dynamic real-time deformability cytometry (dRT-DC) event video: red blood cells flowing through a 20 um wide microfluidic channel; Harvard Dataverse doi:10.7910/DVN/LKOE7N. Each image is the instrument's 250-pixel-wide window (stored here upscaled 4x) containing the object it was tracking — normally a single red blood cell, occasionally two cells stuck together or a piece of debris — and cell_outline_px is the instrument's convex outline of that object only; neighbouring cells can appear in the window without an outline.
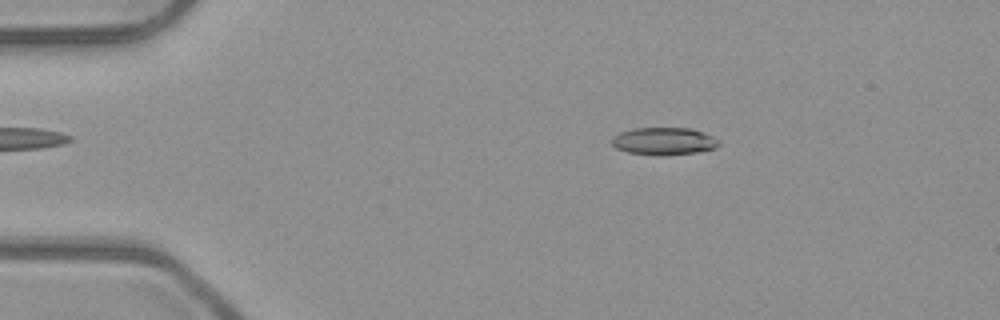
{"species": "common noctule bat (a hibernating species)", "species_latin": "Nyctalus noctula", "temperature_condition": "room temperature", "stored_images_in_passage": 44, "camera_frame_rate_fps": 3000, "um_per_image_px": 0.085, "animal": {"sex": "male", "body_mass_g": 23.1, "forearm_length_mm": 52.7}, "frame": {"image": 1, "passage_image": 2, "time_ms": 0.333, "image_size_px": [1000, 320], "cell_outline_px": [[720, 144], [716, 148], [696, 152], [660, 156], [628, 152], [616, 148], [612, 144], [612, 136], [620, 132], [632, 128], [688, 128], [704, 132], [720, 140]], "centroid_in_image_um": [56.43, 12.0], "position_along_channel_um": 28.6, "area_um2": 17.22}}
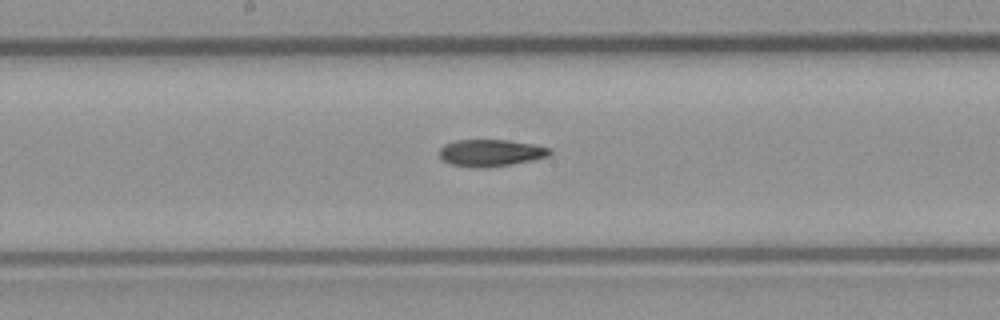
{"frame": {"image": 2, "passage_image": 20, "time_ms": 6.333, "image_size_px": [1000, 320], "cell_outline_px": [[552, 152], [548, 156], [532, 160], [512, 164], [476, 168], [472, 168], [452, 164], [444, 160], [440, 156], [440, 148], [444, 144], [456, 140], [508, 140], [532, 144], [552, 148]], "centroid_in_image_um": [41.72, 12.99], "position_along_channel_um": 206.5, "area_um2": 17.22}}
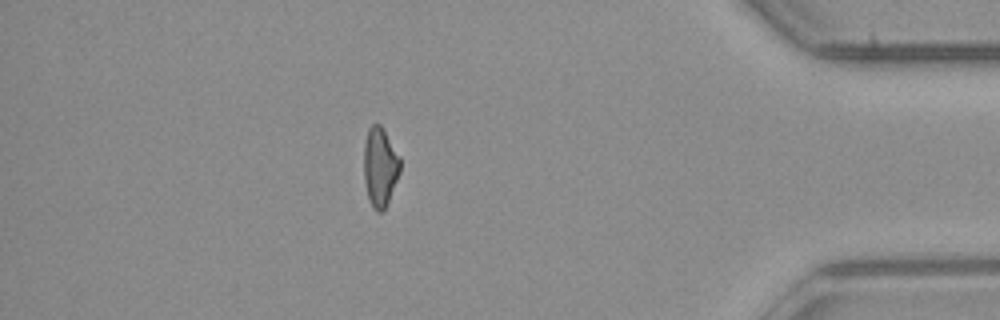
{"frame": {"image": 3, "passage_image": 38, "time_ms": 12.333, "image_size_px": [1000, 320], "cell_outline_px": [[400, 172], [388, 200], [384, 208], [380, 212], [376, 212], [372, 208], [368, 200], [364, 180], [364, 144], [368, 128], [372, 124], [380, 124], [384, 128], [400, 156]], "centroid_in_image_um": [32.29, 14.16], "position_along_channel_um": 402.9, "area_um2": 16.88}, "authors_computed_cell_mechanics": {"area_um2": 17.3111, "velocity_mm_per_s": 3.9992, "shape_relaxation_time_tau1_ms": null, "shape_relaxation_time_tau2_ms": 7.7644, "deformation_change_tau1": null, "deformation_change_tau2": 0.1929}}